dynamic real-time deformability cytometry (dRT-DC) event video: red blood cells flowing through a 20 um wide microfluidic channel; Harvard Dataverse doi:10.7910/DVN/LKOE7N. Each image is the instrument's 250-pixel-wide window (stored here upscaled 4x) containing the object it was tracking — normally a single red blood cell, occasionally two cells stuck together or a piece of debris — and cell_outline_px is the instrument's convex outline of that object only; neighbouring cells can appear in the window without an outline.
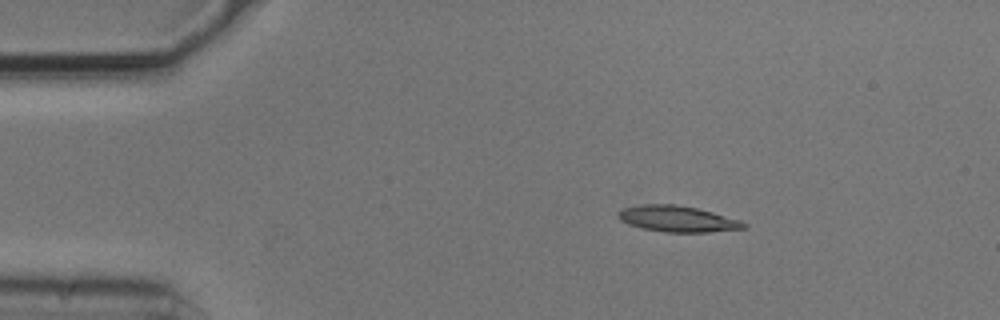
{"species": "common noctule bat (a hibernating species)", "species_latin": "Nyctalus noctula", "temperature_condition": "cold", "stored_images_in_passage": 5, "camera_frame_rate_fps": 3000, "um_per_image_px": 0.085, "animal": {"sex": "male", "body_mass_g": 20.5, "forearm_length_mm": 52.5}, "frame": {"image": 1, "passage_image": 2, "time_ms": 0.333, "image_size_px": [1000, 320], "cell_outline_px": [[748, 228], [708, 232], [664, 232], [644, 228], [628, 224], [620, 220], [616, 216], [616, 212], [624, 208], [640, 204], [672, 204], [696, 208], [712, 212], [740, 220], [748, 224]], "centroid_in_image_um": [57.58, 18.6], "position_along_channel_um": 27.4, "area_um2": 19.07}}
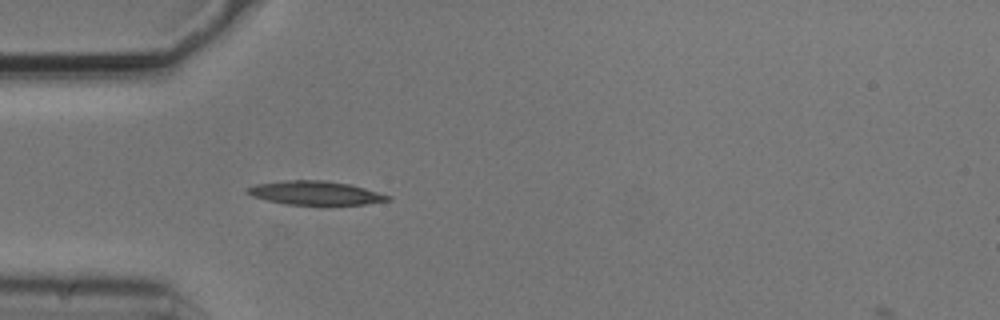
{"frame": {"image": 2, "passage_image": 4, "time_ms": 1.0, "image_size_px": [1000, 320], "cell_outline_px": [[392, 200], [364, 204], [288, 204], [268, 200], [252, 196], [244, 192], [244, 188], [256, 184], [284, 180], [324, 180], [348, 184], [364, 188], [392, 196]], "centroid_in_image_um": [26.77, 16.39], "position_along_channel_um": 58.2, "area_um2": 19.31}}